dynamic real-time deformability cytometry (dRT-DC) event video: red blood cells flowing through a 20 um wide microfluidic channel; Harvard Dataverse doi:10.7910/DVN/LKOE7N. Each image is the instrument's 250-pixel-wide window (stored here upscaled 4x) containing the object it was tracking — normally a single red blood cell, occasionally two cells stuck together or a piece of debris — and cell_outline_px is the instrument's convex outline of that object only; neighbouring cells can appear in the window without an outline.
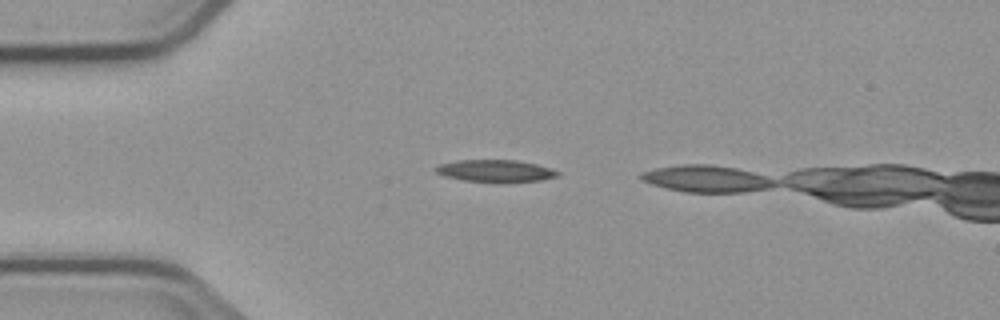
{"species": "common noctule bat (a hibernating species)", "species_latin": "Nyctalus noctula", "temperature_condition": "cold", "stored_images_in_passage": 2, "camera_frame_rate_fps": 3000, "um_per_image_px": 0.085, "animal": {"sex": "male", "body_mass_g": 23.1, "forearm_length_mm": 52.7}, "frame": {"image": 1, "passage_image": 1, "time_ms": 0.0, "image_size_px": [1000, 320], "cell_outline_px": [[560, 176], [540, 180], [504, 184], [496, 184], [460, 180], [444, 176], [436, 172], [432, 168], [440, 164], [456, 160], [516, 160], [536, 164], [552, 168], [560, 172]], "centroid_in_image_um": [42.11, 14.56], "position_along_channel_um": 42.9, "area_um2": 16.47}}